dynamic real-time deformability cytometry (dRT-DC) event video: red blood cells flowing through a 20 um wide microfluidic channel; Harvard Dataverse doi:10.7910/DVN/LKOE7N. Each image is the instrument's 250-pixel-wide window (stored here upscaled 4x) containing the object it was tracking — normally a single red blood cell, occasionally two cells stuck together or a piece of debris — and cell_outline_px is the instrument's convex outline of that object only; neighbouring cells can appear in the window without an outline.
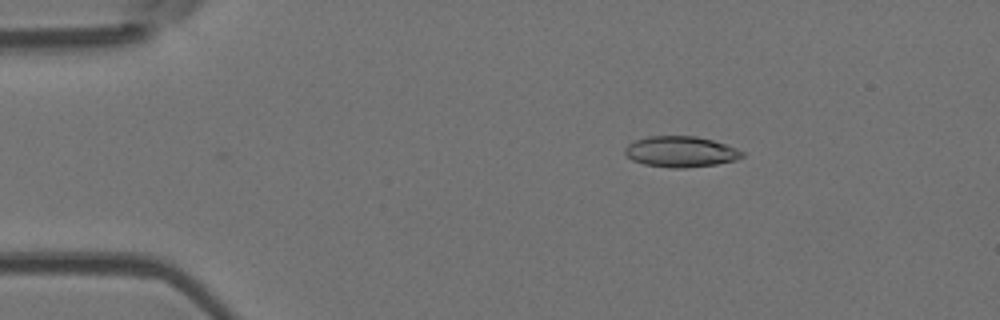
{"species": "Egyptian fruit bat (a non-hibernating species)", "species_latin": "Rousettus aegyptiacus", "temperature_condition": "room temperature", "stored_images_in_passage": 49, "camera_frame_rate_fps": 3000, "um_per_image_px": 0.085, "animal": {"sex": "female"}, "frame": {"image": 1, "passage_image": 4, "time_ms": 1.0, "image_size_px": [1000, 320], "cell_outline_px": [[744, 156], [736, 160], [716, 164], [684, 168], [672, 168], [644, 164], [632, 160], [624, 152], [624, 148], [628, 144], [636, 140], [648, 136], [696, 136], [712, 140], [736, 148], [744, 152]], "centroid_in_image_um": [57.86, 12.89], "position_along_channel_um": 27.1, "area_um2": 20.98}}
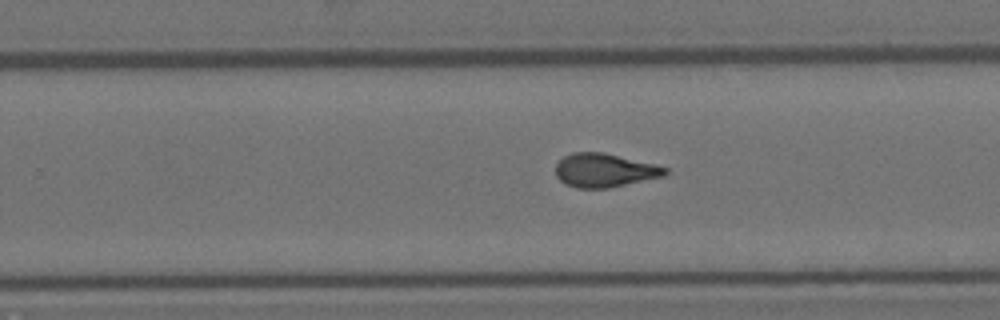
{"frame": {"image": 2, "passage_image": 29, "time_ms": 9.333, "image_size_px": [1000, 320], "cell_outline_px": [[668, 172], [664, 176], [608, 188], [576, 188], [564, 184], [556, 176], [556, 164], [564, 156], [572, 152], [604, 152], [656, 164], [668, 168]], "centroid_in_image_um": [51.38, 14.47], "position_along_channel_um": 278.4, "area_um2": 21.62}}
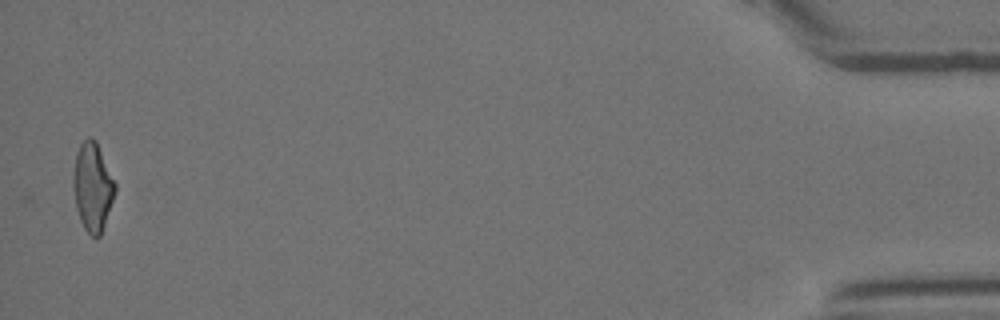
{"frame": {"image": 3, "passage_image": 48, "time_ms": 15.667, "image_size_px": [1000, 320], "cell_outline_px": [[116, 192], [100, 236], [96, 240], [84, 228], [80, 220], [76, 208], [72, 184], [72, 176], [76, 152], [80, 144], [88, 136], [92, 136], [96, 140], [116, 184]], "centroid_in_image_um": [7.86, 15.87], "position_along_channel_um": 427.3, "area_um2": 21.79}, "authors_computed_cell_mechanics": {"area_um2": 21.3282, "velocity_mm_per_s": 3.7725, "shape_relaxation_time_tau1_ms": 5.7979, "shape_relaxation_time_tau2_ms": 2.0569, "deformation_change_tau1": 0.1809, "deformation_change_tau2": 0.0978}}